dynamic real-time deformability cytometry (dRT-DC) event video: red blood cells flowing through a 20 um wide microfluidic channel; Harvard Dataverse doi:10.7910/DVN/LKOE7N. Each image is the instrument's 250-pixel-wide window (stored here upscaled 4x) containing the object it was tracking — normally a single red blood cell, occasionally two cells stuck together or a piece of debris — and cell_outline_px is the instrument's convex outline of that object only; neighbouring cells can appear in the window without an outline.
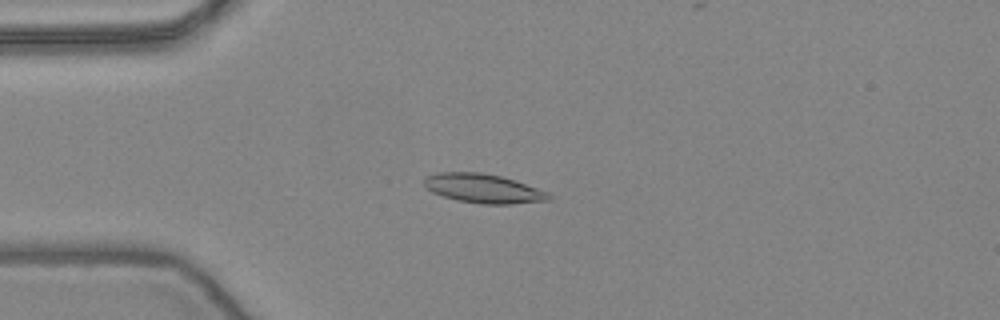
{"species": "common noctule bat (a hibernating species)", "species_latin": "Nyctalus noctula", "temperature_condition": "warm", "stored_images_in_passage": 54, "camera_frame_rate_fps": 3000, "um_per_image_px": 0.085, "animal": {"sex": "female", "body_mass_g": 24.6, "forearm_length_mm": 56.2}, "frame": {"image": 1, "passage_image": 14, "time_ms": 4.333, "image_size_px": [1000, 320], "cell_outline_px": [[552, 200], [512, 204], [480, 204], [456, 200], [432, 192], [424, 184], [424, 176], [436, 172], [480, 172], [500, 176], [516, 180], [548, 192], [552, 196]], "centroid_in_image_um": [41.1, 16.02], "position_along_channel_um": 43.9, "area_um2": 21.33}}
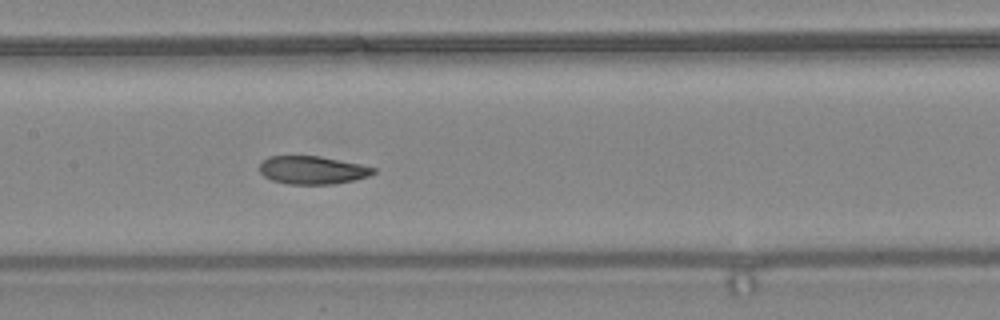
{"frame": {"image": 2, "passage_image": 26, "time_ms": 8.333, "image_size_px": [1000, 320], "cell_outline_px": [[376, 172], [368, 176], [356, 180], [332, 184], [288, 184], [272, 180], [264, 176], [260, 172], [260, 164], [268, 156], [320, 156], [360, 164], [376, 168]], "centroid_in_image_um": [26.57, 14.46], "position_along_channel_um": 180.8, "area_um2": 18.61}}
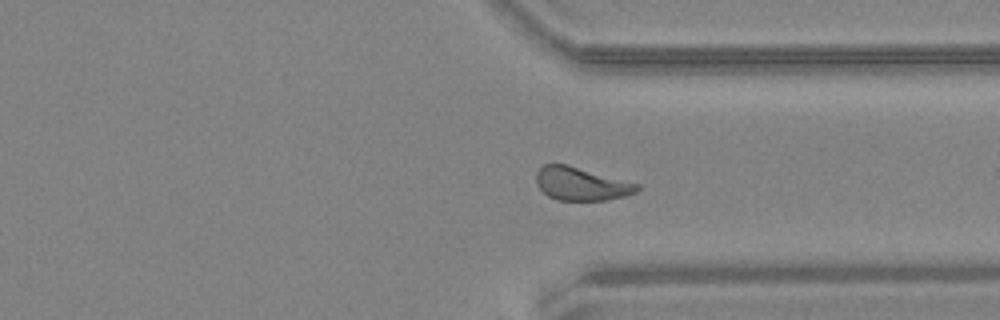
{"frame": {"image": 3, "passage_image": 40, "time_ms": 13.0, "image_size_px": [1000, 320], "cell_outline_px": [[640, 188], [636, 192], [624, 196], [604, 200], [556, 200], [548, 196], [536, 184], [536, 172], [544, 164], [568, 164], [640, 184]], "centroid_in_image_um": [49.4, 15.62], "position_along_channel_um": 362.0, "area_um2": 19.54}, "authors_computed_cell_mechanics": {"area_um2": 19.8254, "velocity_mm_per_s": 3.8879, "shape_relaxation_time_tau1_ms": 5.3397, "shape_relaxation_time_tau2_ms": 2.5446, "deformation_change_tau1": 0.1371, "deformation_change_tau2": 0.0884}}